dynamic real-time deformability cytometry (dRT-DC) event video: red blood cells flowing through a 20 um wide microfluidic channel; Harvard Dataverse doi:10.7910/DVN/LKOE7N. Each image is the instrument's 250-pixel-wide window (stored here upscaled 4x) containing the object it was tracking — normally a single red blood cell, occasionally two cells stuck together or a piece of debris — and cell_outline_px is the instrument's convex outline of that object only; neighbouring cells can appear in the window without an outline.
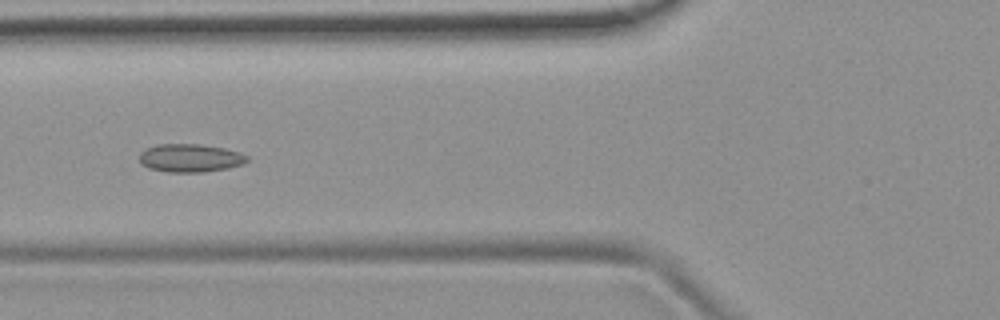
{"species": "common noctule bat (a hibernating species)", "species_latin": "Nyctalus noctula", "temperature_condition": "room temperature", "stored_images_in_passage": 8, "camera_frame_rate_fps": 3000, "um_per_image_px": 0.085, "animal": {"sex": "female", "body_mass_g": 19.9}, "frame": {"image": 1, "passage_image": 6, "time_ms": 5.667, "image_size_px": [1000, 320], "cell_outline_px": [[248, 160], [244, 164], [228, 168], [204, 172], [168, 172], [148, 168], [140, 164], [140, 152], [144, 148], [156, 144], [200, 144], [224, 148], [240, 152], [248, 156]], "centroid_in_image_um": [16.15, 13.43], "position_along_channel_um": 109.6, "area_um2": 17.92}}
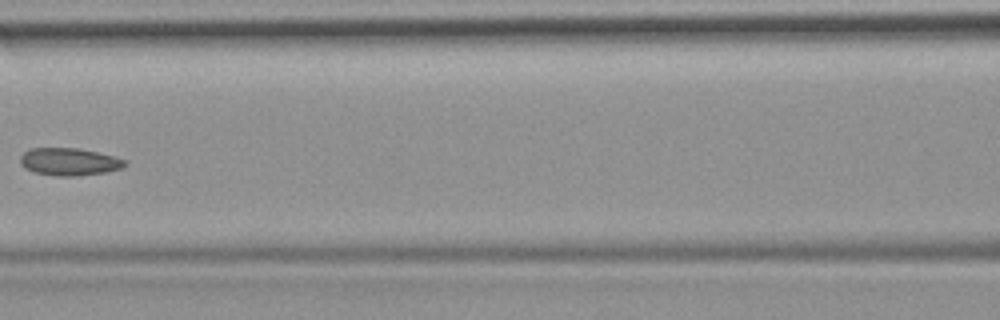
{"frame": {"image": 2, "passage_image": 7, "time_ms": 7.0, "image_size_px": [1000, 320], "cell_outline_px": [[128, 164], [120, 168], [104, 172], [76, 176], [60, 176], [32, 172], [24, 168], [20, 164], [20, 156], [24, 152], [32, 148], [76, 148], [116, 156], [128, 160]], "centroid_in_image_um": [5.88, 13.74], "position_along_channel_um": 160.7, "area_um2": 16.82}}
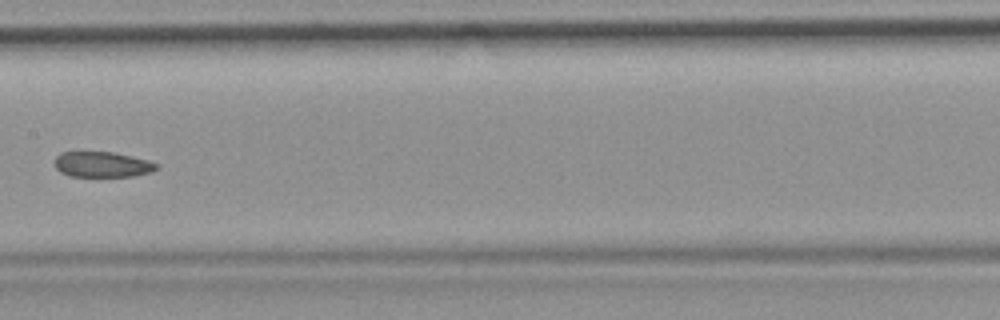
{"frame": {"image": 3, "passage_image": 8, "time_ms": 8.0, "image_size_px": [1000, 320], "cell_outline_px": [[160, 168], [152, 172], [132, 176], [68, 176], [60, 172], [52, 164], [56, 156], [60, 152], [80, 148], [112, 152], [132, 156], [148, 160], [160, 164]], "centroid_in_image_um": [8.62, 13.92], "position_along_channel_um": 198.8, "area_um2": 16.13}}